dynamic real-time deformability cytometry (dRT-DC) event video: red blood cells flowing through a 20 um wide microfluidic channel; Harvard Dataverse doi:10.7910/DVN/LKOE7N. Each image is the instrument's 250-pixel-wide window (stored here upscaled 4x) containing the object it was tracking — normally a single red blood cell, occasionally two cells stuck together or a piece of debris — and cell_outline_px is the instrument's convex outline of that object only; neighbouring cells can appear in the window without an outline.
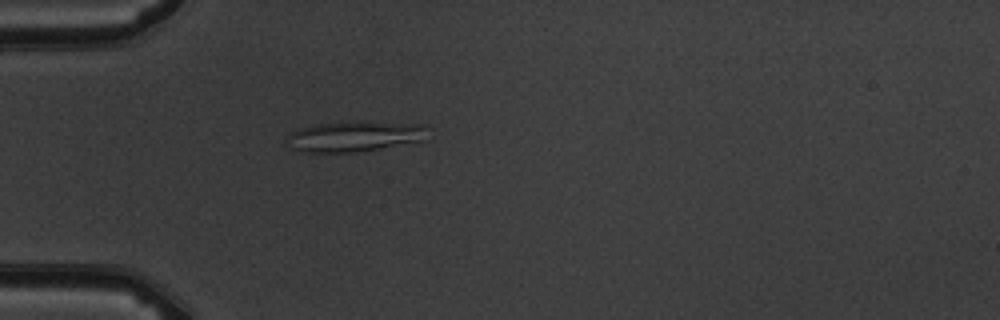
{"species": "common noctule bat (a hibernating species)", "species_latin": "Nyctalus noctula", "temperature_condition": "warm", "stored_images_in_passage": 4, "camera_frame_rate_fps": 3000, "um_per_image_px": 0.085, "animal": {"sex": "male", "body_mass_g": 19.5, "forearm_length_mm": 54.6}, "frame": {"image": 1, "passage_image": 4, "time_ms": 4.333, "image_size_px": [1000, 320], "cell_outline_px": [[424, 140], [356, 152], [300, 152], [292, 148], [284, 140], [292, 132], [300, 128], [316, 124], [356, 120], [420, 124], [424, 128]], "centroid_in_image_um": [30.05, 11.57], "position_along_channel_um": 55.0, "area_um2": 24.97}}